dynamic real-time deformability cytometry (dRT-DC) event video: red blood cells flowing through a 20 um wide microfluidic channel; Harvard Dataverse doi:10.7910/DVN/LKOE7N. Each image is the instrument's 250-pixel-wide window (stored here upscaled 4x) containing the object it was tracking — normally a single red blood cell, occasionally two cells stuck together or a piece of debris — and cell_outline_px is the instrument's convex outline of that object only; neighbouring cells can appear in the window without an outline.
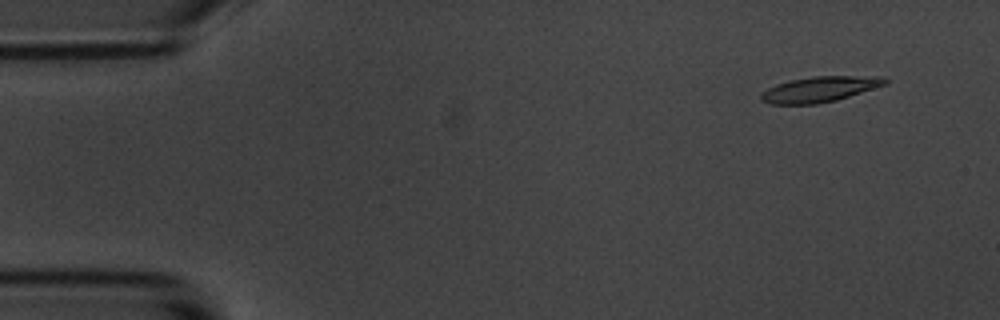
{"species": "common noctule bat (a hibernating species)", "species_latin": "Nyctalus noctula", "temperature_condition": "room temperature", "stored_images_in_passage": 5, "camera_frame_rate_fps": 3000, "um_per_image_px": 0.085, "animal": {"sex": "male", "body_mass_g": 20.1, "forearm_length_mm": 53.5}, "frame": {"image": 1, "passage_image": 1, "time_ms": 0.0, "image_size_px": [1000, 320], "cell_outline_px": [[888, 84], [836, 100], [816, 104], [772, 104], [760, 100], [760, 96], [768, 88], [776, 84], [788, 80], [812, 76], [880, 76], [888, 80]], "centroid_in_image_um": [69.68, 7.58], "position_along_channel_um": 15.3, "area_um2": 18.44}}
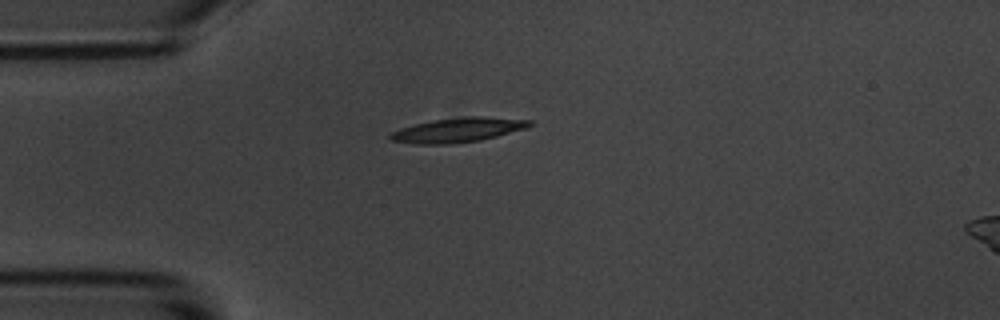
{"frame": {"image": 2, "passage_image": 4, "time_ms": 3.333, "image_size_px": [1000, 320], "cell_outline_px": [[532, 124], [528, 128], [480, 140], [448, 144], [416, 144], [392, 140], [388, 136], [392, 132], [400, 128], [432, 120], [464, 116], [484, 116], [532, 120]], "centroid_in_image_um": [38.96, 11.04], "position_along_channel_um": 46.0, "area_um2": 19.83}}
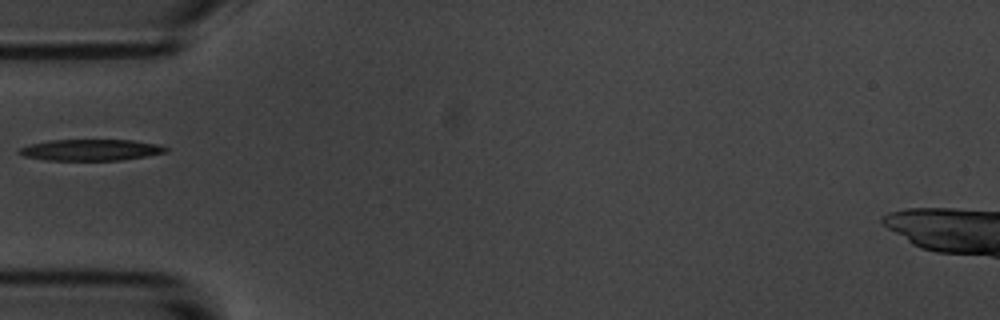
{"frame": {"image": 3, "passage_image": 5, "time_ms": 4.667, "image_size_px": [1000, 320], "cell_outline_px": [[168, 152], [120, 160], [48, 160], [24, 156], [16, 152], [20, 148], [32, 144], [52, 140], [132, 140], [160, 144], [168, 148]], "centroid_in_image_um": [7.75, 12.74], "position_along_channel_um": 77.2, "area_um2": 18.03}}